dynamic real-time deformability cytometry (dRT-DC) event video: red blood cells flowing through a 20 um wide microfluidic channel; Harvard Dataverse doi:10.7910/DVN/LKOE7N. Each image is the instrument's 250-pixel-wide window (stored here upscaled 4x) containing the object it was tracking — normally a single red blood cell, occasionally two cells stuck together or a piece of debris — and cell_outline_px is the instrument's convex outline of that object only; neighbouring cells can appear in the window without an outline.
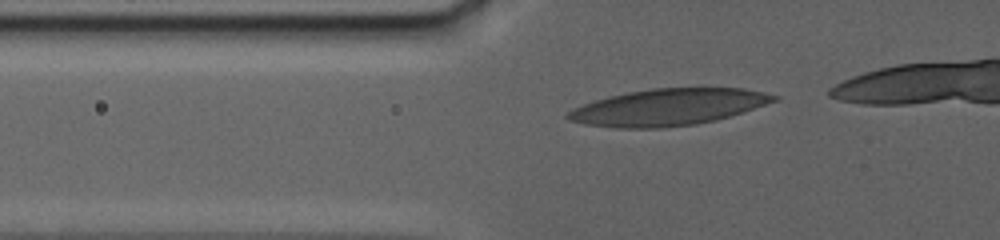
{"species": "human", "species_latin": "Homo sapiens", "temperature_condition": "warm", "stored_images_in_passage": 69, "camera_frame_rate_fps": 3000, "um_per_image_px": 0.085, "donor": {"sex": "female"}, "frame": {"image": 1, "passage_image": 21, "time_ms": 5.0, "image_size_px": [1000, 240], "cell_outline_px": [[780, 100], [744, 112], [716, 120], [696, 124], [664, 128], [616, 128], [584, 124], [568, 120], [564, 116], [572, 108], [608, 96], [628, 92], [652, 88], [744, 88], [764, 92], [780, 96]], "centroid_in_image_um": [56.82, 9.11], "position_along_channel_um": 69.0, "area_um2": 44.27}}
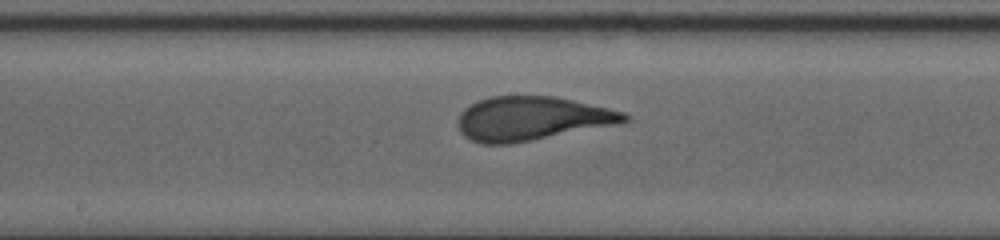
{"frame": {"image": 2, "passage_image": 36, "time_ms": 10.0, "image_size_px": [1000, 240], "cell_outline_px": [[632, 120], [620, 124], [532, 140], [508, 144], [480, 144], [464, 136], [460, 132], [456, 120], [460, 112], [464, 108], [480, 100], [492, 96], [556, 96], [608, 108], [624, 112], [632, 116]], "centroid_in_image_um": [45.22, 10.08], "position_along_channel_um": 203.0, "area_um2": 42.89}}
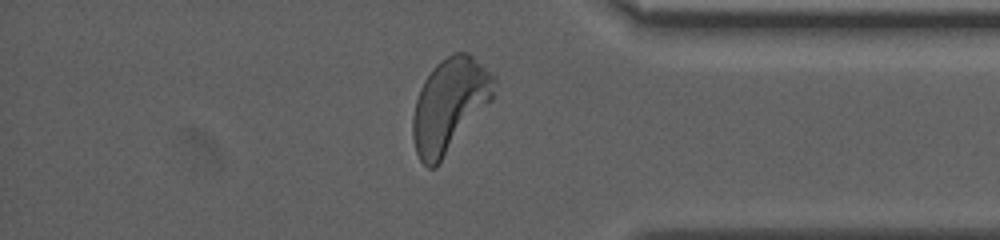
{"frame": {"image": 3, "passage_image": 66, "time_ms": 17.0, "image_size_px": [1000, 240], "cell_outline_px": [[496, 80], [492, 100], [436, 168], [428, 168], [420, 160], [416, 152], [412, 136], [412, 116], [416, 100], [420, 88], [424, 80], [432, 68], [440, 60], [452, 52], [468, 52], [496, 76]], "centroid_in_image_um": [38.21, 8.93], "position_along_channel_um": 397.0, "area_um2": 44.62}}